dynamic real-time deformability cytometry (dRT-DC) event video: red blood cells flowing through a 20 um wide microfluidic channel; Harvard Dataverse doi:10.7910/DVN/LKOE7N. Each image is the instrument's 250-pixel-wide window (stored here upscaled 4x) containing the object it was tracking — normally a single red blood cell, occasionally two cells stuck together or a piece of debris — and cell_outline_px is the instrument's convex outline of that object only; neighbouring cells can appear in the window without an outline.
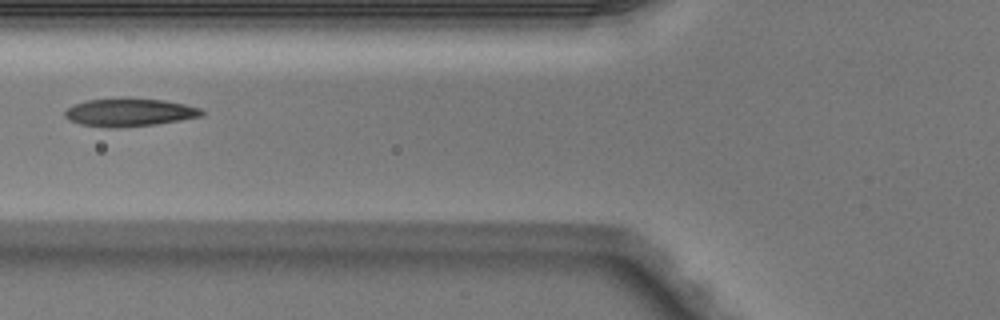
{"species": "Egyptian fruit bat (a non-hibernating species)", "species_latin": "Rousettus aegyptiacus", "temperature_condition": "warm", "stored_images_in_passage": 4, "camera_frame_rate_fps": 3000, "um_per_image_px": 0.085, "animal": {"sex": "male"}, "frame": {"image": 1, "passage_image": 4, "time_ms": 1.0, "image_size_px": [1000, 320], "cell_outline_px": [[204, 112], [200, 116], [180, 120], [156, 124], [116, 128], [104, 128], [80, 124], [68, 120], [64, 116], [64, 112], [72, 104], [84, 100], [124, 96], [164, 100], [184, 104], [200, 108]], "centroid_in_image_um": [10.92, 9.53], "position_along_channel_um": 114.9, "area_um2": 22.95}}